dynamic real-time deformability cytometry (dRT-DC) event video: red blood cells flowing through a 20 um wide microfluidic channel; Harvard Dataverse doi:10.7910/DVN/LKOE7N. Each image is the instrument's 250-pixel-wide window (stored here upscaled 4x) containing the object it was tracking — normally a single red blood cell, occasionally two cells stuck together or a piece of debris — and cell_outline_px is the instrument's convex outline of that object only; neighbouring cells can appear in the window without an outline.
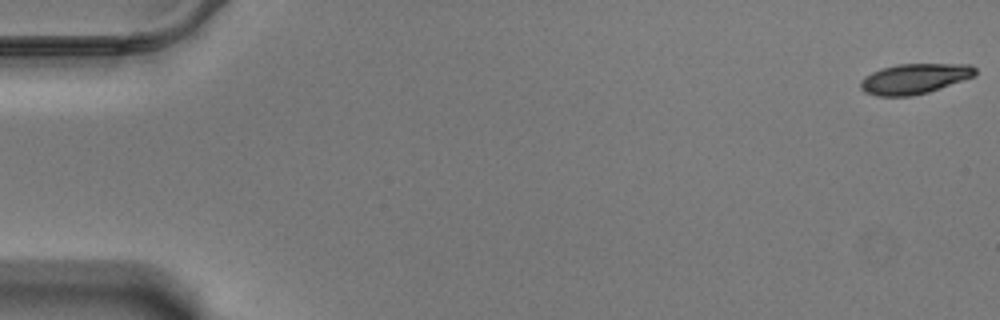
{"species": "Egyptian fruit bat (a non-hibernating species)", "species_latin": "Rousettus aegyptiacus", "temperature_condition": "warm", "stored_images_in_passage": 57, "camera_frame_rate_fps": 3000, "um_per_image_px": 0.085, "animal": {"sex": "male"}, "frame": {"image": 1, "passage_image": 1, "time_ms": 0.0, "image_size_px": [1000, 320], "cell_outline_px": [[976, 76], [928, 92], [912, 96], [876, 96], [864, 92], [860, 88], [860, 80], [864, 76], [880, 68], [896, 64], [972, 64], [976, 68]], "centroid_in_image_um": [77.72, 6.69], "position_along_channel_um": 7.3, "area_um2": 20.46}}
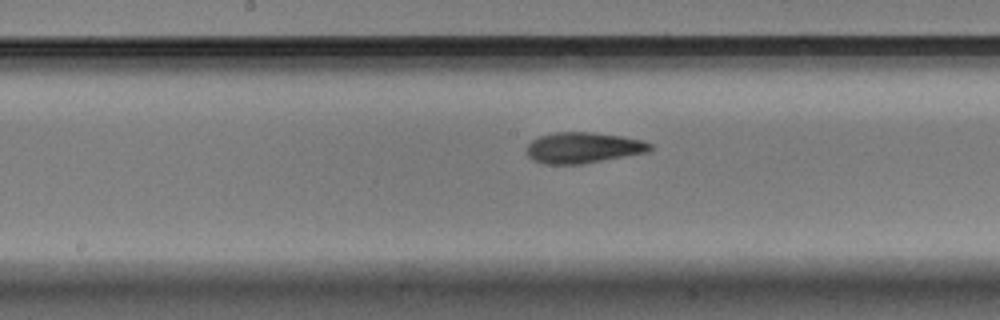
{"frame": {"image": 2, "passage_image": 31, "time_ms": 10.0, "image_size_px": [1000, 320], "cell_outline_px": [[652, 148], [648, 152], [584, 164], [544, 164], [528, 156], [528, 144], [532, 140], [540, 136], [556, 132], [592, 132], [620, 136], [644, 140], [652, 144]], "centroid_in_image_um": [49.61, 12.56], "position_along_channel_um": 198.6, "area_um2": 22.14}}
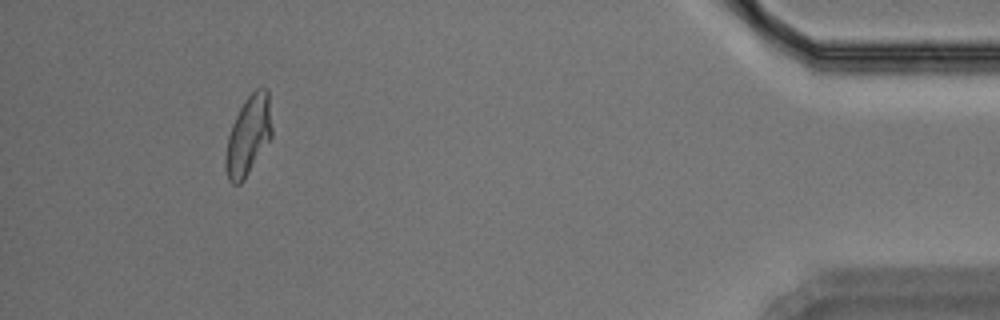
{"frame": {"image": 3, "passage_image": 55, "time_ms": 18.0, "image_size_px": [1000, 320], "cell_outline_px": [[272, 136], [244, 180], [240, 184], [232, 184], [228, 180], [224, 168], [224, 156], [228, 136], [232, 124], [244, 100], [256, 88], [268, 88], [272, 128]], "centroid_in_image_um": [21.09, 11.54], "position_along_channel_um": 414.1, "area_um2": 21.56}}